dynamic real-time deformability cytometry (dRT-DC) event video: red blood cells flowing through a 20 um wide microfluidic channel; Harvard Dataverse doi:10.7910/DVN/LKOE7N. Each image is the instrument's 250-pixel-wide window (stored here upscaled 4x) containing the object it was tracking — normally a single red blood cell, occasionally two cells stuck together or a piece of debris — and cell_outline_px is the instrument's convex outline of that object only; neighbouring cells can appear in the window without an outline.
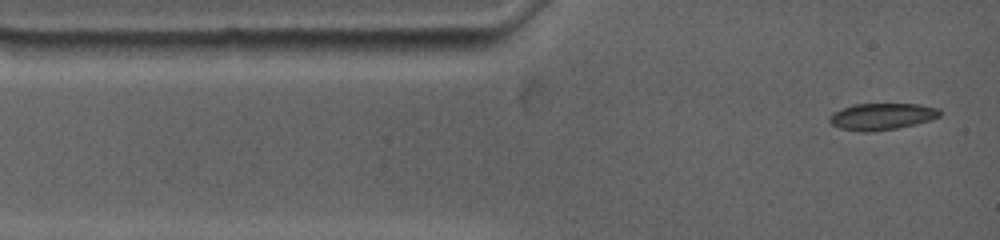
{"species": "common noctule bat (a hibernating species)", "species_latin": "Nyctalus noctula", "temperature_condition": "warm", "stored_images_in_passage": 13, "camera_frame_rate_fps": 4500, "um_per_image_px": 0.085, "animal": {"sex": "female", "body_mass_g": 19.0, "forearm_length_mm": 53.3}, "frame": {"image": 1, "passage_image": 1, "time_ms": 0.0, "image_size_px": [1000, 240], "cell_outline_px": [[940, 116], [932, 120], [916, 124], [896, 128], [868, 132], [864, 132], [840, 128], [832, 124], [828, 120], [828, 116], [844, 108], [856, 104], [920, 104], [936, 108], [940, 112]], "centroid_in_image_um": [74.97, 9.9], "position_along_channel_um": 10.0, "area_um2": 16.94}}
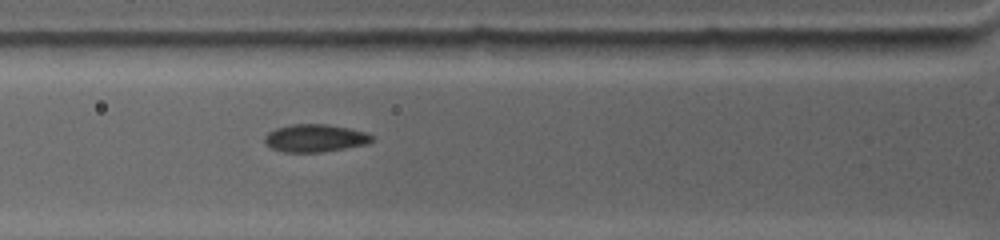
{"frame": {"image": 2, "passage_image": 11, "time_ms": 3.333, "image_size_px": [1000, 240], "cell_outline_px": [[376, 140], [368, 144], [324, 152], [284, 152], [272, 148], [264, 144], [264, 136], [268, 132], [276, 128], [292, 124], [324, 124], [348, 128], [364, 132], [372, 136]], "centroid_in_image_um": [26.77, 11.75], "position_along_channel_um": 99.0, "area_um2": 17.4}}
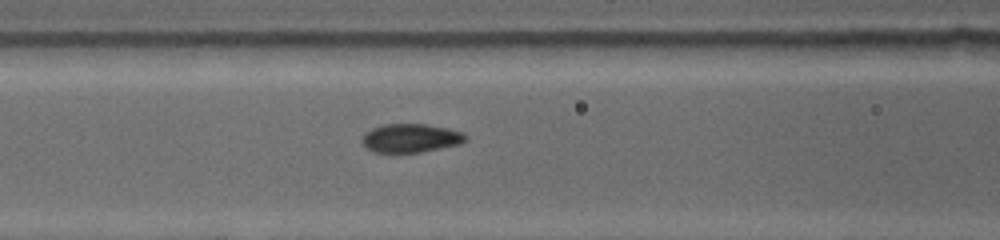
{"frame": {"image": 3, "passage_image": 13, "time_ms": 4.222, "image_size_px": [1000, 240], "cell_outline_px": [[468, 136], [460, 144], [420, 152], [372, 152], [364, 148], [360, 140], [360, 136], [364, 132], [380, 124], [424, 124], [448, 128], [464, 132]], "centroid_in_image_um": [34.84, 11.73], "position_along_channel_um": 131.8, "area_um2": 17.57}}